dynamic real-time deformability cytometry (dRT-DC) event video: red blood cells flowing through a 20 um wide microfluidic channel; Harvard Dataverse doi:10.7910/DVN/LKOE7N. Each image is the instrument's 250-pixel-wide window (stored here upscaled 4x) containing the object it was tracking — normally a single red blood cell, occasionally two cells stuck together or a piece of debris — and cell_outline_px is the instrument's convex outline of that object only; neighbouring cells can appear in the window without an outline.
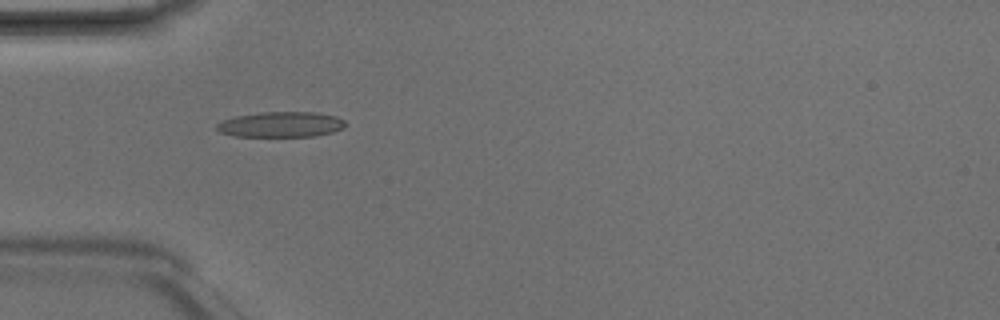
{"species": "Egyptian fruit bat (a non-hibernating species)", "species_latin": "Rousettus aegyptiacus", "temperature_condition": "room temperature", "stored_images_in_passage": 8, "camera_frame_rate_fps": 3000, "um_per_image_px": 0.085, "animal": {"sex": "male"}, "frame": {"image": 1, "passage_image": 5, "time_ms": 1.333, "image_size_px": [1000, 320], "cell_outline_px": [[348, 124], [344, 128], [332, 132], [316, 136], [236, 136], [220, 132], [216, 128], [216, 124], [220, 120], [236, 116], [260, 112], [320, 112], [336, 116], [344, 120]], "centroid_in_image_um": [23.91, 10.57], "position_along_channel_um": 61.1, "area_um2": 19.25}}